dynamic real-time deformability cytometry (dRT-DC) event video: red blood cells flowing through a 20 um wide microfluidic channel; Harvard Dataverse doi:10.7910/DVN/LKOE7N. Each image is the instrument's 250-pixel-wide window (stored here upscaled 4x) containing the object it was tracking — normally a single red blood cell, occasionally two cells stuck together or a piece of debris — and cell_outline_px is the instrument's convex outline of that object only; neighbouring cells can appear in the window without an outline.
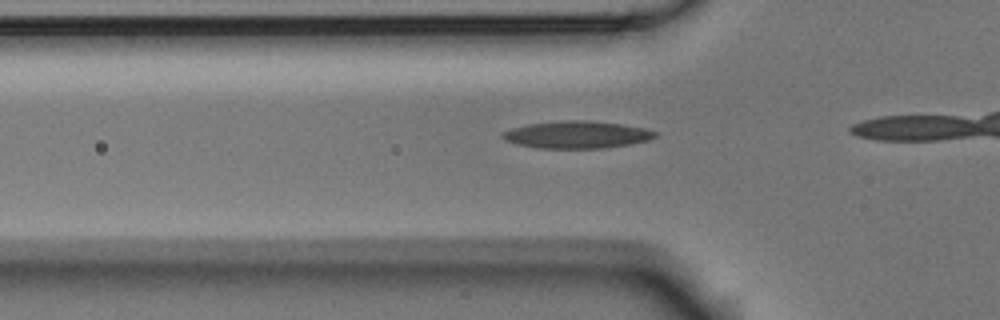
{"species": "Egyptian fruit bat (a non-hibernating species)", "species_latin": "Rousettus aegyptiacus", "temperature_condition": "room temperature", "stored_images_in_passage": 9, "camera_frame_rate_fps": 3000, "um_per_image_px": 0.085, "animal": {"sex": "male"}, "frame": {"image": 1, "passage_image": 4, "time_ms": 1.0, "image_size_px": [1000, 320], "cell_outline_px": [[656, 136], [648, 140], [628, 144], [604, 148], [536, 148], [516, 144], [504, 140], [500, 136], [500, 132], [512, 128], [528, 124], [572, 120], [580, 120], [620, 124], [644, 128], [656, 132]], "centroid_in_image_um": [48.96, 11.46], "position_along_channel_um": 76.8, "area_um2": 23.99}}
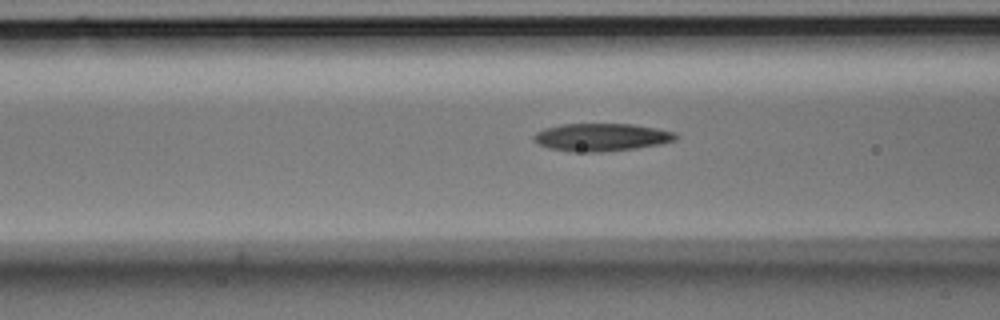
{"frame": {"image": 2, "passage_image": 7, "time_ms": 2.0, "image_size_px": [1000, 320], "cell_outline_px": [[680, 136], [676, 140], [660, 144], [636, 148], [600, 152], [572, 152], [548, 148], [532, 140], [532, 136], [536, 132], [544, 128], [560, 124], [632, 124], [656, 128], [676, 132]], "centroid_in_image_um": [51.12, 11.66], "position_along_channel_um": 115.5, "area_um2": 23.18}}